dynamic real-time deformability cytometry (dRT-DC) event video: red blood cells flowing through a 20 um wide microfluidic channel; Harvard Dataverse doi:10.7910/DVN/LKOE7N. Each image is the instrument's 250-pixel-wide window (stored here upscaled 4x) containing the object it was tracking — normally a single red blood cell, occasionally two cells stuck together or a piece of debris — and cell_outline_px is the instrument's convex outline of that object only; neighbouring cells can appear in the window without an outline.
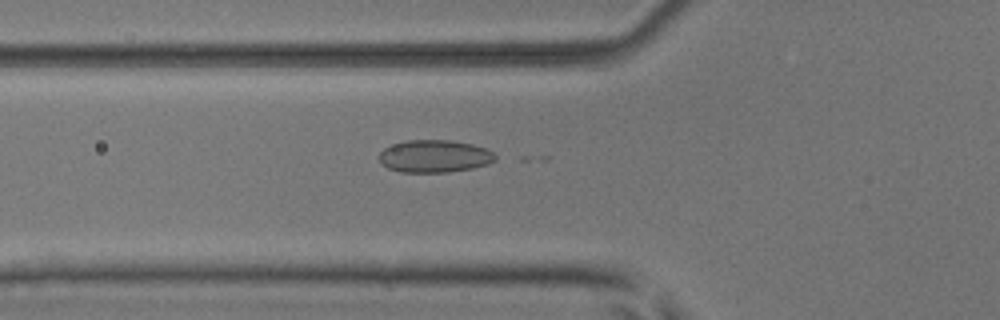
{"species": "common noctule bat (a hibernating species)", "species_latin": "Nyctalus noctula", "temperature_condition": "room temperature", "stored_images_in_passage": 52, "camera_frame_rate_fps": 3000, "um_per_image_px": 0.085, "animal": {"sex": "male", "body_mass_g": 17.9, "forearm_length_mm": 54.2}, "frame": {"image": 1, "passage_image": 19, "time_ms": 6.0, "image_size_px": [1000, 320], "cell_outline_px": [[496, 160], [488, 164], [472, 168], [448, 172], [400, 172], [388, 168], [380, 164], [380, 152], [384, 148], [392, 144], [408, 140], [448, 140], [472, 144], [484, 148], [492, 152], [496, 156]], "centroid_in_image_um": [36.91, 13.28], "position_along_channel_um": 88.9, "area_um2": 21.96}}
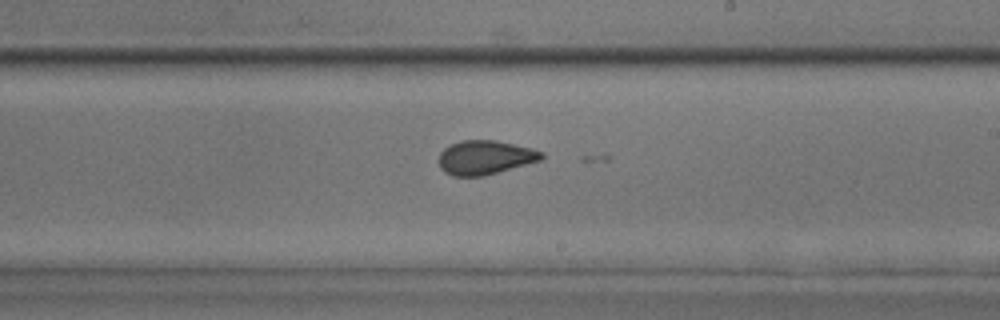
{"frame": {"image": 2, "passage_image": 31, "time_ms": 10.0, "image_size_px": [1000, 320], "cell_outline_px": [[544, 156], [540, 160], [484, 176], [452, 176], [444, 172], [440, 168], [436, 160], [440, 152], [444, 148], [460, 140], [496, 140], [532, 148], [544, 152]], "centroid_in_image_um": [41.18, 13.38], "position_along_channel_um": 247.8, "area_um2": 20.58}}
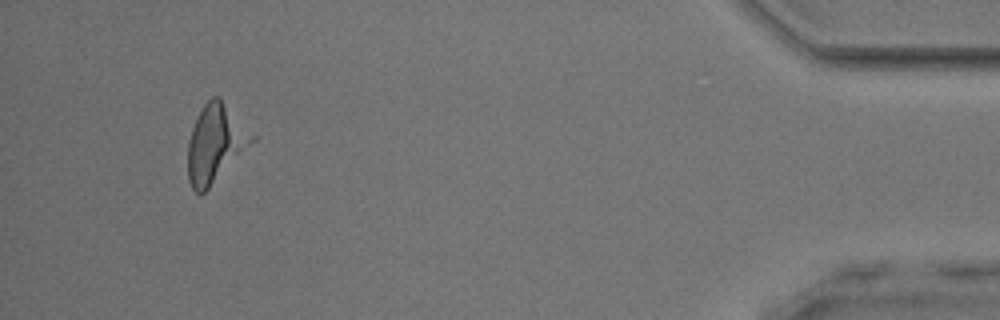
{"frame": {"image": 3, "passage_image": 49, "time_ms": 16.0, "image_size_px": [1000, 320], "cell_outline_px": [[256, 140], [204, 192], [196, 192], [192, 188], [188, 180], [188, 140], [192, 128], [204, 104], [212, 96], [220, 96], [256, 136]], "centroid_in_image_um": [18.32, 12.16], "position_along_channel_um": 416.9, "area_um2": 28.84}}